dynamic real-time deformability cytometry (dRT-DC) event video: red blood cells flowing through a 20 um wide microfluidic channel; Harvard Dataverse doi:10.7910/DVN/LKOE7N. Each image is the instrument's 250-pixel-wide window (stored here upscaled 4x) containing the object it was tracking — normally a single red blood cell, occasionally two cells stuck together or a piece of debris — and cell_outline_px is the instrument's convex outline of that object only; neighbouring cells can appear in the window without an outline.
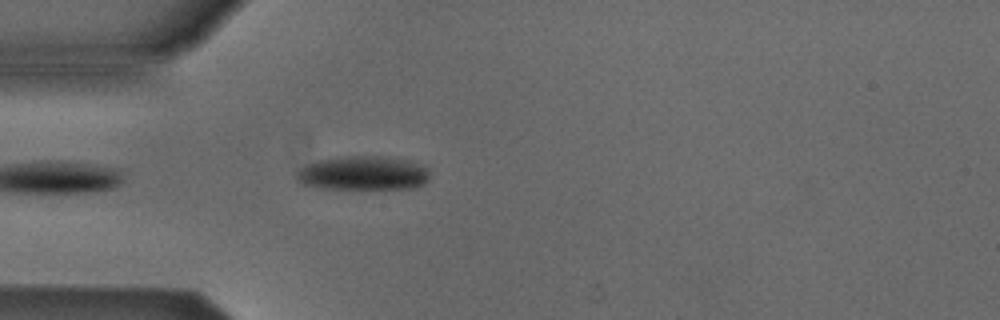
{"species": "Egyptian fruit bat (a non-hibernating species)", "species_latin": "Rousettus aegyptiacus", "temperature_condition": "cold", "stored_images_in_passage": 3, "camera_frame_rate_fps": 3000, "um_per_image_px": 0.085, "animal": {"sex": "male"}, "frame": {"image": 1, "passage_image": 3, "time_ms": 2.333, "image_size_px": [1000, 320], "cell_outline_px": [[428, 180], [424, 184], [412, 188], [324, 188], [304, 184], [296, 176], [296, 172], [300, 168], [308, 164], [320, 160], [352, 156], [376, 156], [400, 160], [428, 168]], "centroid_in_image_um": [30.85, 14.73], "position_along_channel_um": 54.2, "area_um2": 25.49}}